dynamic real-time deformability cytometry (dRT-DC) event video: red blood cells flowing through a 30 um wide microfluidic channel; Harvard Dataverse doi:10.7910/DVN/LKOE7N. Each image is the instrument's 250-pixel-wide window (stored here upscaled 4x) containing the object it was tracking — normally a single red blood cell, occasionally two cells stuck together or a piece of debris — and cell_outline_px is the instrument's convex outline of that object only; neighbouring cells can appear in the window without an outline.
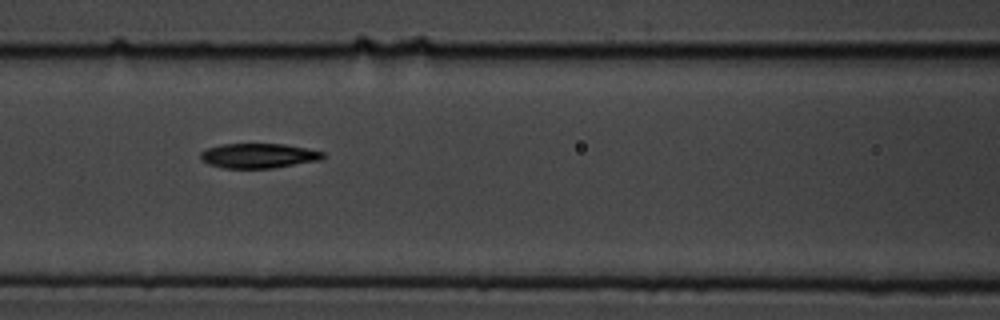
{"species": "common noctule bat (a hibernating species)", "species_latin": "Nyctalus noctula", "temperature_condition": "cold", "stored_images_in_passage": 10, "camera_frame_rate_fps": 3000, "um_per_image_px": 0.085, "animal": {"sex": "male", "body_mass_g": 19.5, "forearm_length_mm": 54.6}, "frame": {"image": 1, "passage_image": 9, "time_ms": 2.667, "image_size_px": [1000, 320], "cell_outline_px": [[324, 156], [320, 160], [272, 168], [224, 168], [208, 164], [200, 160], [200, 152], [208, 148], [220, 144], [284, 144], [324, 152]], "centroid_in_image_um": [21.92, 13.24], "position_along_channel_um": 144.7, "area_um2": 17.57}}
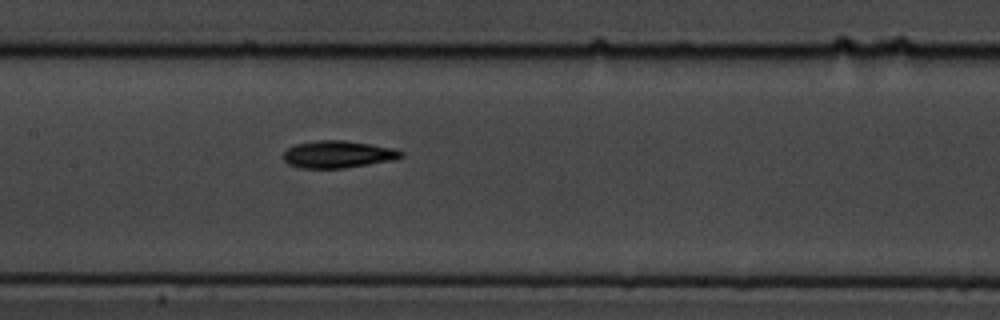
{"frame": {"image": 2, "passage_image": 10, "time_ms": 3.0, "image_size_px": [1000, 320], "cell_outline_px": [[404, 156], [396, 160], [344, 168], [300, 168], [288, 164], [280, 156], [288, 148], [296, 144], [316, 140], [344, 140], [392, 148], [404, 152]], "centroid_in_image_um": [28.71, 13.12], "position_along_channel_um": 178.7, "area_um2": 18.79}}